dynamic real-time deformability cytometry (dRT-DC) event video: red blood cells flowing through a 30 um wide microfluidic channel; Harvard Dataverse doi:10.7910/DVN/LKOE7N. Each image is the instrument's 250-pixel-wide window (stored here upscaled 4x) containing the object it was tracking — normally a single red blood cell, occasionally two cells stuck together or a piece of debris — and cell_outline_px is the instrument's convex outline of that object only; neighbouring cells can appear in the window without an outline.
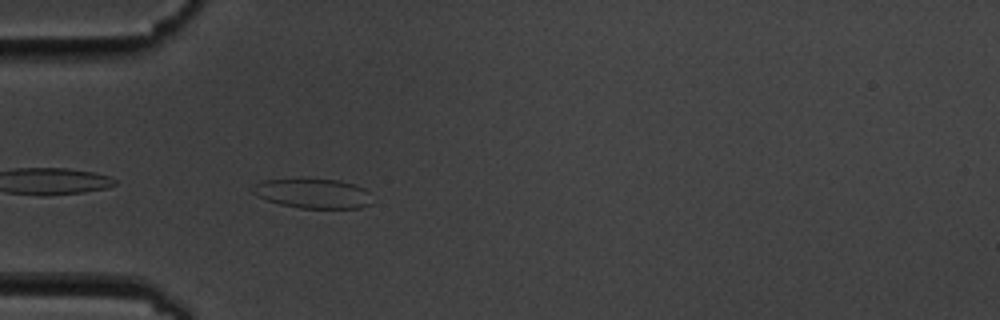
{"species": "common noctule bat (a hibernating species)", "species_latin": "Nyctalus noctula", "temperature_condition": "cold", "stored_images_in_passage": 5, "camera_frame_rate_fps": 3000, "um_per_image_px": 0.085, "animal": {"sex": "male", "body_mass_g": 19.5, "forearm_length_mm": 54.6}, "frame": {"image": 1, "passage_image": 5, "time_ms": 4.667, "image_size_px": [1000, 320], "cell_outline_px": [[368, 204], [360, 208], [300, 208], [280, 204], [256, 196], [248, 188], [264, 180], [304, 176], [340, 180], [364, 188], [368, 192]], "centroid_in_image_um": [26.5, 16.39], "position_along_channel_um": 58.5, "area_um2": 21.21}}